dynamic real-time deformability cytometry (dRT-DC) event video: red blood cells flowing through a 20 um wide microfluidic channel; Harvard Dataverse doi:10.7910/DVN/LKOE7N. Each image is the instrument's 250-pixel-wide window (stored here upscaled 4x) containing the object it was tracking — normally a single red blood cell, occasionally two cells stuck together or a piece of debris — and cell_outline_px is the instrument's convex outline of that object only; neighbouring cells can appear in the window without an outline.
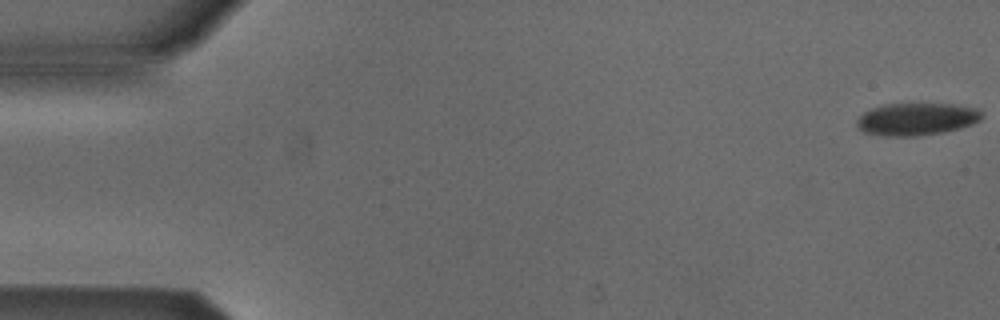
{"species": "Egyptian fruit bat (a non-hibernating species)", "species_latin": "Rousettus aegyptiacus", "temperature_condition": "cold", "stored_images_in_passage": 11, "camera_frame_rate_fps": 3000, "um_per_image_px": 0.085, "animal": {"sex": "male"}, "frame": {"image": 1, "passage_image": 1, "time_ms": 0.0, "image_size_px": [1000, 320], "cell_outline_px": [[980, 120], [972, 124], [960, 128], [944, 132], [916, 136], [884, 136], [864, 132], [856, 128], [856, 120], [864, 112], [872, 108], [884, 104], [952, 104], [976, 108], [980, 112]], "centroid_in_image_um": [77.85, 10.13], "position_along_channel_um": 7.1, "area_um2": 23.52}}